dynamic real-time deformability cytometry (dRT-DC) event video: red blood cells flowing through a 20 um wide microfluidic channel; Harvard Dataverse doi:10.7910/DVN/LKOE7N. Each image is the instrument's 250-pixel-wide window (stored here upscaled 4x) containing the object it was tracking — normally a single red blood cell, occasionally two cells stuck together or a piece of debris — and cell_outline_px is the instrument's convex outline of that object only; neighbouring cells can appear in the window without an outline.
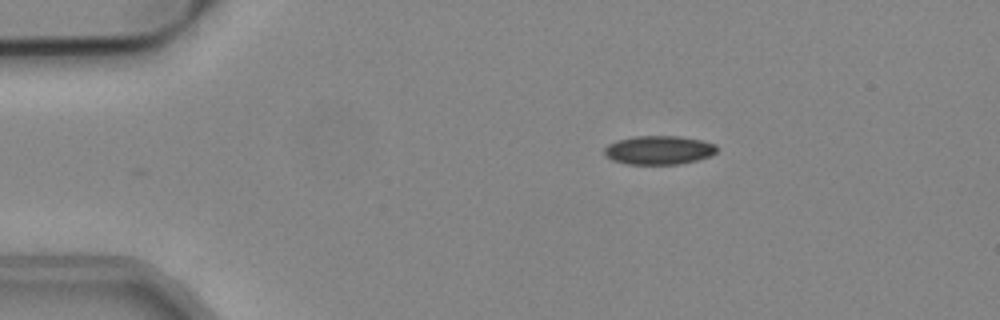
{"species": "common noctule bat (a hibernating species)", "species_latin": "Nyctalus noctula", "temperature_condition": "cold", "stored_images_in_passage": 36, "camera_frame_rate_fps": 3000, "um_per_image_px": 0.085, "animal": {"sex": "male", "body_mass_g": 19.2, "forearm_length_mm": 51.8}, "frame": {"image": 1, "passage_image": 2, "time_ms": 0.333, "image_size_px": [1000, 320], "cell_outline_px": [[716, 152], [708, 156], [696, 160], [676, 164], [628, 164], [612, 160], [604, 152], [604, 148], [608, 144], [616, 140], [636, 136], [680, 136], [700, 140], [716, 144]], "centroid_in_image_um": [55.98, 12.75], "position_along_channel_um": 29.0, "area_um2": 18.67}}
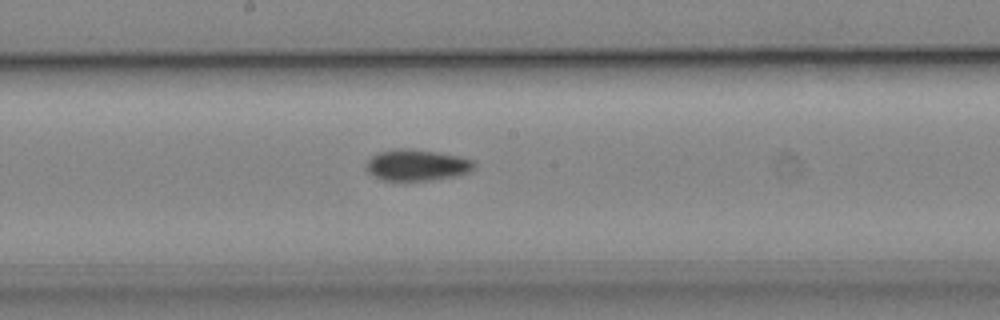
{"frame": {"image": 2, "passage_image": 21, "time_ms": 6.667, "image_size_px": [1000, 320], "cell_outline_px": [[476, 168], [472, 172], [456, 176], [428, 180], [380, 180], [368, 172], [364, 168], [368, 160], [376, 152], [396, 148], [412, 148], [440, 152], [460, 156], [472, 160], [476, 164]], "centroid_in_image_um": [35.44, 14.01], "position_along_channel_um": 212.8, "area_um2": 20.11}}
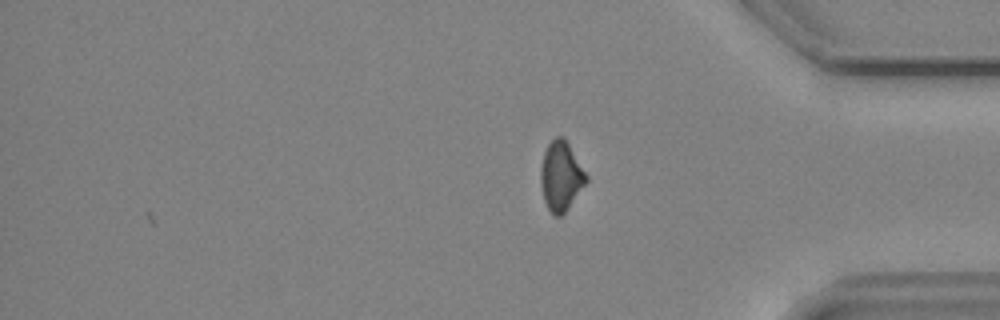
{"frame": {"image": 3, "passage_image": 36, "time_ms": 11.667, "image_size_px": [1000, 320], "cell_outline_px": [[588, 180], [564, 212], [560, 216], [556, 216], [548, 208], [544, 200], [540, 184], [540, 168], [544, 152], [548, 144], [556, 136], [564, 136], [588, 176]], "centroid_in_image_um": [47.67, 14.93], "position_along_channel_um": 387.5, "area_um2": 18.21}, "authors_computed_cell_mechanics": {"area_um2": 19.1607, "velocity_mm_per_s": 3.8373, "shape_relaxation_time_tau1_ms": null, "shape_relaxation_time_tau2_ms": 7.3967, "deformation_change_tau1": null, "deformation_change_tau2": 0.1108}}